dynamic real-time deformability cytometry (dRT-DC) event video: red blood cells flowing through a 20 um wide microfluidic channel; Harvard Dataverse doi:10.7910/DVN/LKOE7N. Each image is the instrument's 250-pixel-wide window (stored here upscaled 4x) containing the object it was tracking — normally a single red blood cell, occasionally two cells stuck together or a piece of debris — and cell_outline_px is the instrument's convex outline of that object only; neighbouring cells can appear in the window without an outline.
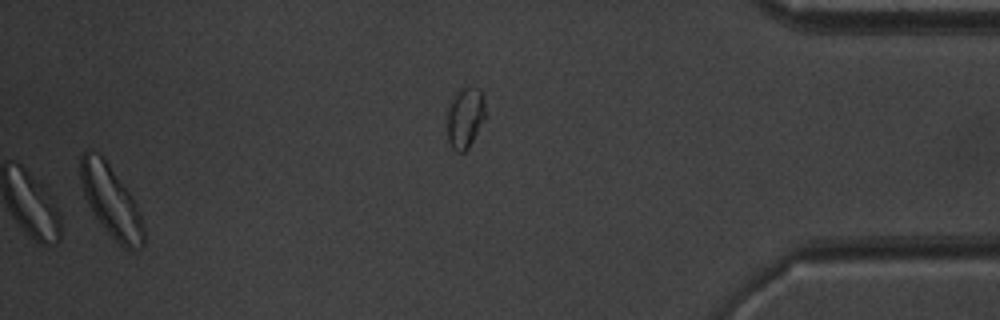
{"species": "common noctule bat (a hibernating species)", "species_latin": "Nyctalus noctula", "temperature_condition": "warm", "stored_images_in_passage": 31, "segment_of_instrument_passage": [2, 2], "camera_frame_rate_fps": 3000, "um_per_image_px": 0.085, "animal": {"sex": "male", "body_mass_g": 20.1, "forearm_length_mm": 53.5}, "frame": {"image": 1, "passage_image": 31, "time_ms": 10.0, "image_size_px": [1000, 320], "cell_outline_px": [[144, 244], [140, 248], [132, 252], [124, 248], [104, 228], [92, 212], [84, 196], [80, 180], [80, 156], [84, 152], [96, 152], [104, 156], [132, 196], [140, 212], [144, 224]], "centroid_in_image_um": [9.45, 17.11], "position_along_channel_um": 425.7, "area_um2": 26.47}}